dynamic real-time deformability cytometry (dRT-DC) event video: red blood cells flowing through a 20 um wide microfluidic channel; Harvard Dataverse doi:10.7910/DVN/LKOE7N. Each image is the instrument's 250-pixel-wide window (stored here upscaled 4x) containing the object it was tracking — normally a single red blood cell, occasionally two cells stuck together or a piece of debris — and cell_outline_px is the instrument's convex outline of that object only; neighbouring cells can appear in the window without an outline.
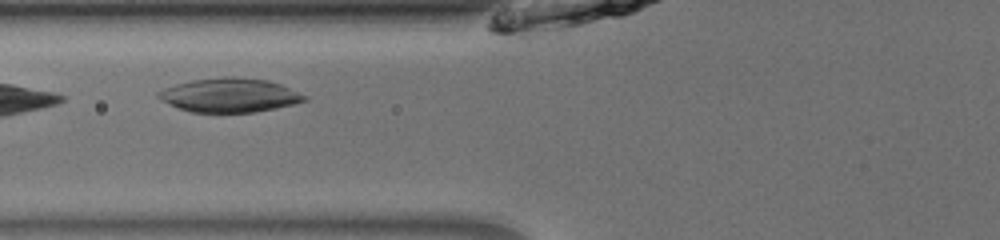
{"species": "common noctule bat (a hibernating species)", "species_latin": "Nyctalus noctula", "temperature_condition": "room temperature", "stored_images_in_passage": 30, "camera_frame_rate_fps": 3000, "um_per_image_px": 0.085, "animal": {"sex": "male", "body_mass_g": 13.0, "forearm_length_mm": 53.1}, "frame": {"image": 1, "passage_image": 4, "time_ms": 1.0, "image_size_px": [1000, 240], "cell_outline_px": [[308, 100], [292, 104], [256, 112], [192, 112], [180, 108], [160, 100], [156, 96], [156, 92], [164, 88], [176, 84], [192, 80], [224, 76], [268, 80], [280, 84], [308, 96]], "centroid_in_image_um": [19.5, 8.09], "position_along_channel_um": 106.3, "area_um2": 28.78}}
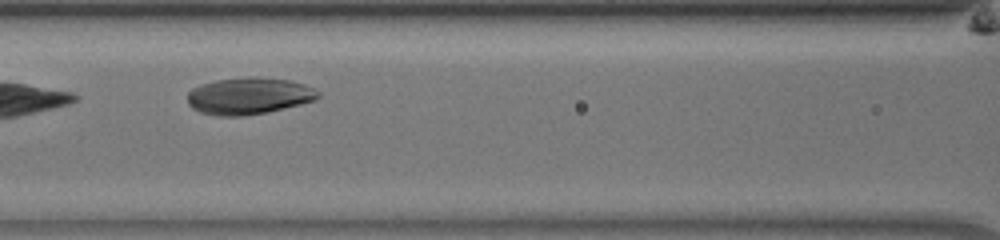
{"frame": {"image": 2, "passage_image": 7, "time_ms": 2.0, "image_size_px": [1000, 240], "cell_outline_px": [[320, 96], [316, 100], [268, 112], [244, 116], [216, 116], [200, 112], [192, 108], [188, 104], [188, 92], [192, 88], [200, 84], [216, 80], [252, 76], [256, 76], [292, 80], [304, 84], [320, 92]], "centroid_in_image_um": [21.15, 8.15], "position_along_channel_um": 145.4, "area_um2": 28.32}}